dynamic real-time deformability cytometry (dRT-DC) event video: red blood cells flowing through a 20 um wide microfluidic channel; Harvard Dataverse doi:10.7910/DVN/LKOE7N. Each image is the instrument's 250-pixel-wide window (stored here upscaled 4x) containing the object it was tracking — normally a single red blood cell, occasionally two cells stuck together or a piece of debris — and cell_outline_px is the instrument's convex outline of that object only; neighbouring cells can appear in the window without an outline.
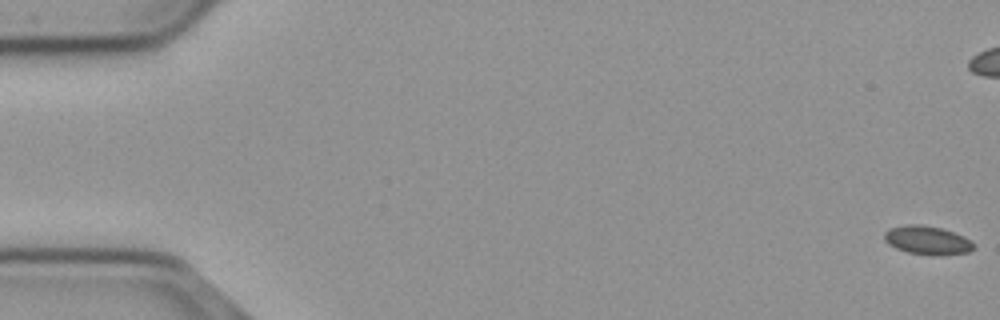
{"species": "common noctule bat (a hibernating species)", "species_latin": "Nyctalus noctula", "temperature_condition": "cold", "stored_images_in_passage": 58, "camera_frame_rate_fps": 3000, "um_per_image_px": 0.085, "animal": {"sex": "male", "body_mass_g": 23.1, "forearm_length_mm": 52.7}, "frame": {"image": 1, "passage_image": 1, "time_ms": 0.0, "image_size_px": [1000, 320], "cell_outline_px": [[976, 248], [968, 252], [940, 256], [932, 256], [908, 252], [896, 248], [888, 244], [884, 240], [884, 232], [888, 228], [908, 224], [920, 224], [940, 228], [964, 236], [976, 244]], "centroid_in_image_um": [78.83, 20.43], "position_along_channel_um": 6.2, "area_um2": 15.14}}
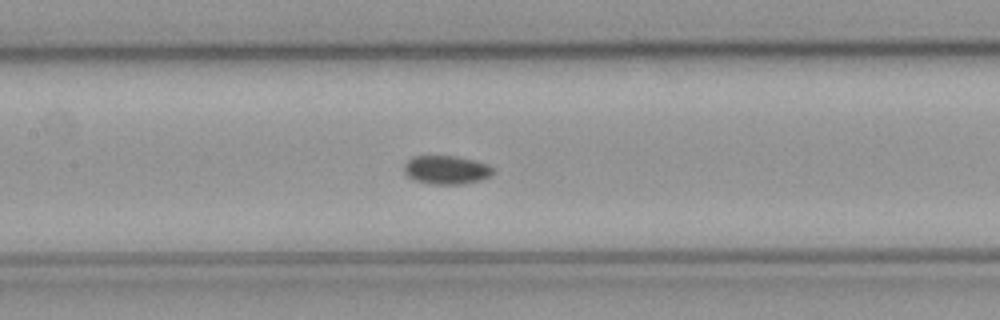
{"frame": {"image": 2, "passage_image": 27, "time_ms": 8.667, "image_size_px": [1000, 320], "cell_outline_px": [[496, 172], [492, 176], [480, 180], [460, 184], [432, 184], [412, 180], [404, 172], [404, 164], [412, 156], [456, 156], [476, 160], [488, 164]], "centroid_in_image_um": [37.96, 14.43], "position_along_channel_um": 169.4, "area_um2": 15.03}}
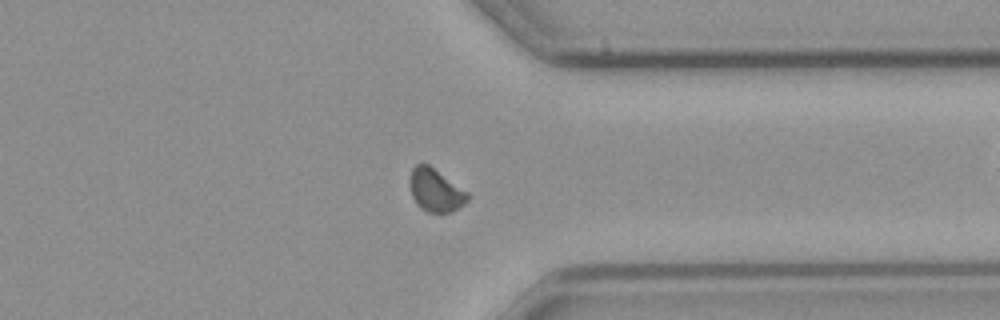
{"frame": {"image": 3, "passage_image": 44, "time_ms": 14.333, "image_size_px": [1000, 320], "cell_outline_px": [[472, 196], [464, 204], [452, 212], [428, 212], [420, 208], [416, 204], [412, 196], [408, 184], [408, 180], [412, 168], [416, 164], [428, 164], [468, 192]], "centroid_in_image_um": [37.01, 16.17], "position_along_channel_um": 374.4, "area_um2": 14.62}}